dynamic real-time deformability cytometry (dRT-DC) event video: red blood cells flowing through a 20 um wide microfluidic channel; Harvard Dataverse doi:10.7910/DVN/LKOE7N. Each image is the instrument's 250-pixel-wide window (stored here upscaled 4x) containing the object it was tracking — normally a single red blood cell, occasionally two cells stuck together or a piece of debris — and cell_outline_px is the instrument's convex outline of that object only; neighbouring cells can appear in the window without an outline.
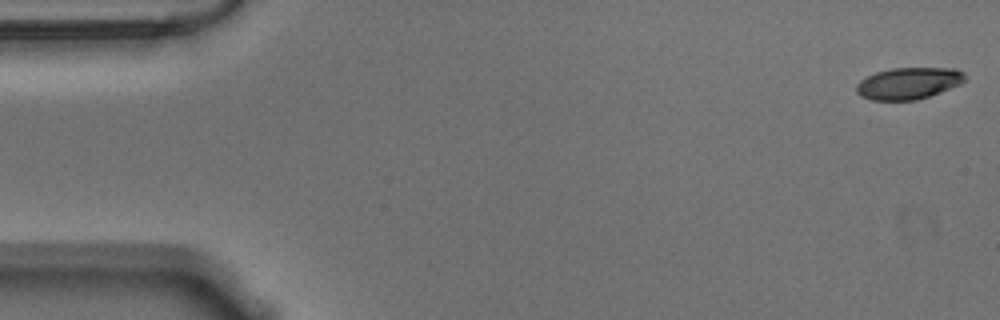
{"species": "Egyptian fruit bat (a non-hibernating species)", "species_latin": "Rousettus aegyptiacus", "temperature_condition": "warm", "stored_images_in_passage": 56, "camera_frame_rate_fps": 3000, "um_per_image_px": 0.085, "animal": {"sex": "male"}, "frame": {"image": 1, "passage_image": 1, "time_ms": 0.0, "image_size_px": [1000, 320], "cell_outline_px": [[964, 80], [960, 84], [928, 96], [916, 100], [872, 100], [860, 96], [856, 92], [856, 84], [860, 80], [876, 72], [892, 68], [956, 68], [964, 72]], "centroid_in_image_um": [77.19, 7.07], "position_along_channel_um": 7.8, "area_um2": 19.94}}
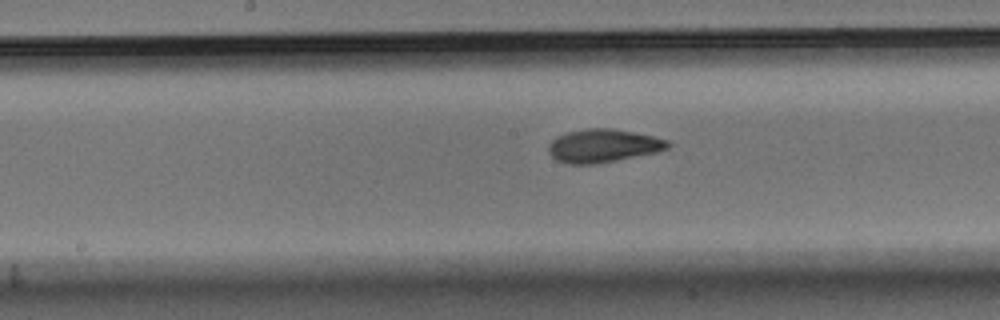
{"frame": {"image": 2, "passage_image": 28, "time_ms": 9.0, "image_size_px": [1000, 320], "cell_outline_px": [[672, 144], [668, 148], [656, 152], [596, 164], [568, 164], [556, 160], [548, 152], [548, 144], [556, 136], [568, 132], [588, 128], [612, 128], [652, 136], [668, 140]], "centroid_in_image_um": [51.24, 12.39], "position_along_channel_um": 197.0, "area_um2": 23.06}}
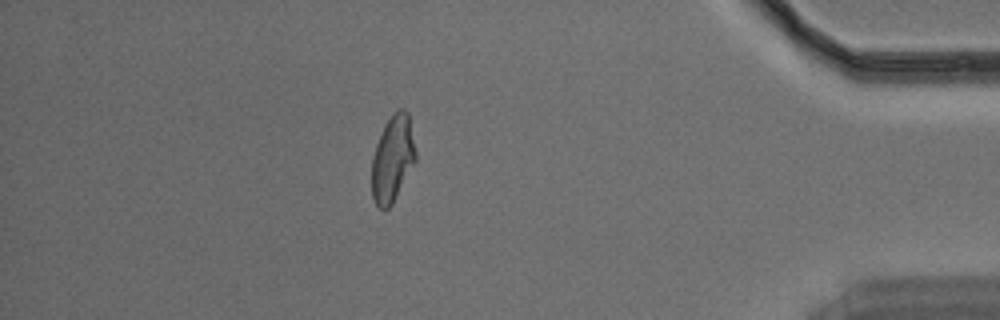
{"frame": {"image": 3, "passage_image": 49, "time_ms": 16.0, "image_size_px": [1000, 320], "cell_outline_px": [[416, 160], [392, 204], [388, 208], [380, 208], [376, 204], [372, 196], [372, 156], [376, 144], [384, 124], [400, 108], [404, 108], [408, 112], [416, 152]], "centroid_in_image_um": [33.37, 13.48], "position_along_channel_um": 401.8, "area_um2": 21.85}, "authors_computed_cell_mechanics": {"area_um2": 22.1663, "velocity_mm_per_s": 3.5526, "shape_relaxation_time_tau1_ms": null, "shape_relaxation_time_tau2_ms": 2.1466, "deformation_change_tau1": null, "deformation_change_tau2": 0.0813}}